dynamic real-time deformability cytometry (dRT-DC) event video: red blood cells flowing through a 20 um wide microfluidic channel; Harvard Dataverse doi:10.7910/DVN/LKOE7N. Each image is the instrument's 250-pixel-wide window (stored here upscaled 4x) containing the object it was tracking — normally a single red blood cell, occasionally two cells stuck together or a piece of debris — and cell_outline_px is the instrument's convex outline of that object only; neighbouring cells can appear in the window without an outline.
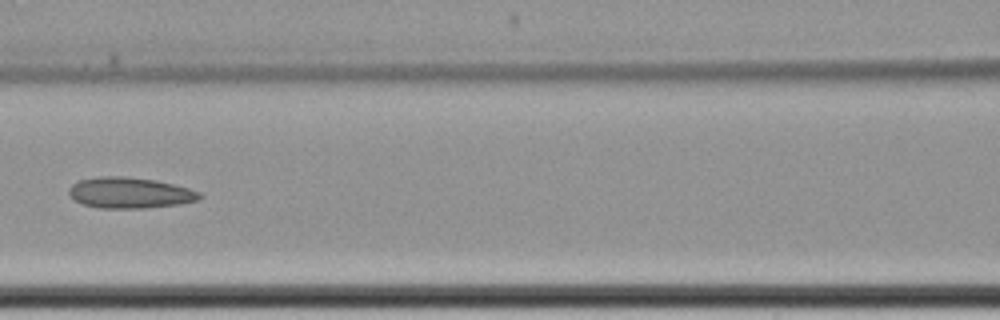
{"species": "common noctule bat (a hibernating species)", "species_latin": "Nyctalus noctula", "temperature_condition": "cold", "stored_images_in_passage": 11, "camera_frame_rate_fps": 3000, "um_per_image_px": 0.085, "animal": {"sex": "female", "body_mass_g": 22.7, "forearm_length_mm": 54.2}, "frame": {"image": 1, "passage_image": 7, "time_ms": 8.333, "image_size_px": [1000, 320], "cell_outline_px": [[204, 196], [200, 200], [180, 204], [144, 208], [100, 208], [84, 204], [72, 200], [68, 192], [68, 188], [72, 184], [80, 180], [100, 176], [124, 176], [156, 180], [188, 188], [200, 192]], "centroid_in_image_um": [11.04, 16.39], "position_along_channel_um": 155.6, "area_um2": 23.7}}
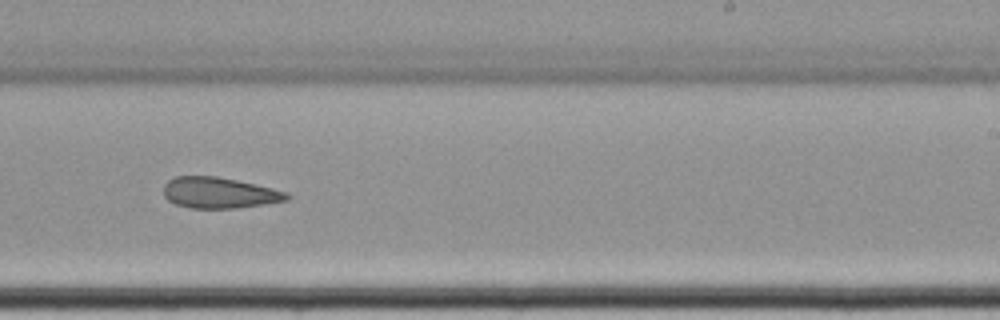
{"frame": {"image": 2, "passage_image": 10, "time_ms": 11.667, "image_size_px": [1000, 320], "cell_outline_px": [[292, 196], [288, 200], [264, 204], [236, 208], [188, 208], [176, 204], [168, 200], [164, 196], [164, 184], [168, 180], [176, 176], [216, 176], [236, 180], [272, 188], [288, 192]], "centroid_in_image_um": [18.64, 16.39], "position_along_channel_um": 270.4, "area_um2": 22.25}}
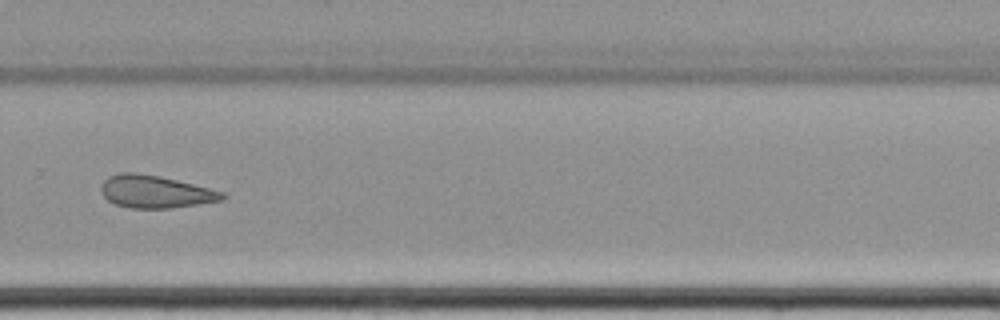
{"frame": {"image": 3, "passage_image": 11, "time_ms": 13.0, "image_size_px": [1000, 320], "cell_outline_px": [[228, 196], [224, 200], [168, 208], [132, 208], [116, 204], [108, 200], [100, 192], [100, 184], [108, 176], [120, 172], [136, 172], [160, 176], [224, 192]], "centroid_in_image_um": [13.17, 16.28], "position_along_channel_um": 316.6, "area_um2": 22.95}}